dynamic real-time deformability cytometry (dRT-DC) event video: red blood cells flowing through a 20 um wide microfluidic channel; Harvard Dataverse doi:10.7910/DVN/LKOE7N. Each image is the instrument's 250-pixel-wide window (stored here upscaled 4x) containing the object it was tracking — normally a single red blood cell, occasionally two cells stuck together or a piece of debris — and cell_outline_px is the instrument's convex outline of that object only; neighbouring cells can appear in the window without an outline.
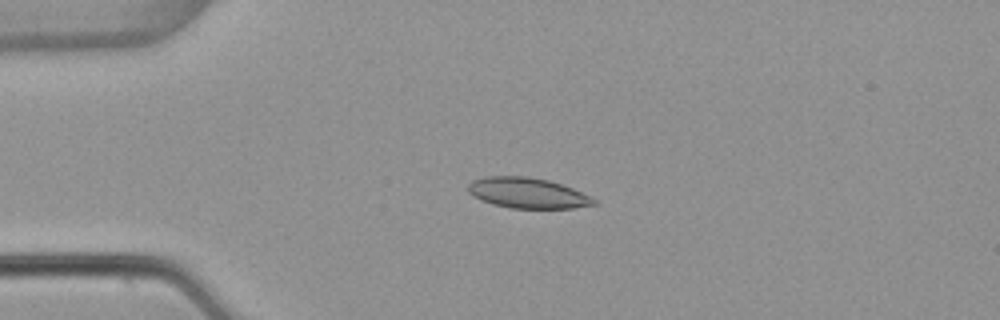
{"species": "common noctule bat (a hibernating species)", "species_latin": "Nyctalus noctula", "temperature_condition": "warm", "stored_images_in_passage": 52, "camera_frame_rate_fps": 3000, "um_per_image_px": 0.085, "animal": {"sex": "female", "body_mass_g": 22.7, "forearm_length_mm": 54.2}, "frame": {"image": 1, "passage_image": 12, "time_ms": 3.667, "image_size_px": [1000, 320], "cell_outline_px": [[596, 204], [572, 208], [512, 208], [492, 204], [480, 200], [472, 196], [468, 192], [468, 184], [472, 180], [484, 176], [528, 176], [548, 180], [572, 188], [596, 200]], "centroid_in_image_um": [44.77, 16.4], "position_along_channel_um": 40.2, "area_um2": 22.31}}
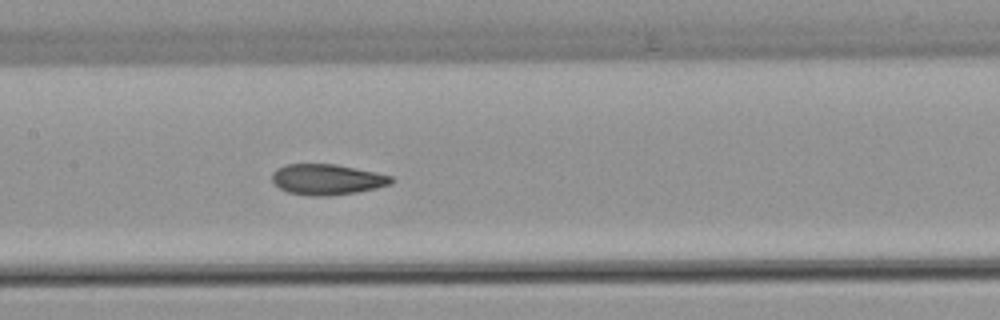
{"frame": {"image": 2, "passage_image": 25, "time_ms": 8.0, "image_size_px": [1000, 320], "cell_outline_px": [[396, 180], [392, 184], [376, 188], [356, 192], [328, 196], [312, 196], [288, 192], [280, 188], [272, 180], [272, 172], [276, 168], [284, 164], [336, 164], [356, 168], [392, 176]], "centroid_in_image_um": [27.81, 15.25], "position_along_channel_um": 179.6, "area_um2": 21.39}}
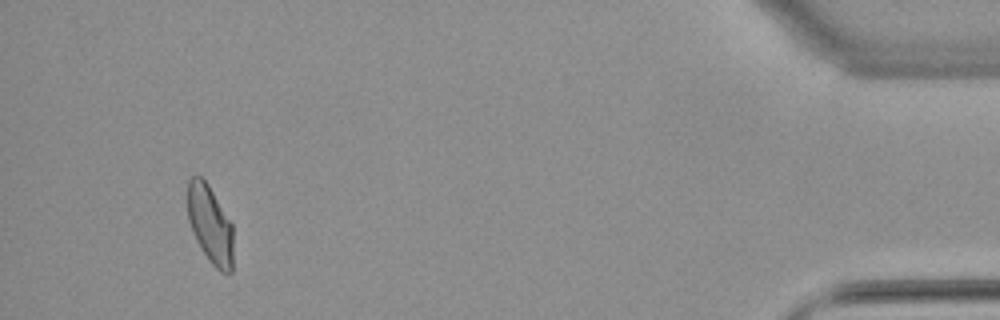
{"frame": {"image": 3, "passage_image": 49, "time_ms": 16.0, "image_size_px": [1000, 320], "cell_outline_px": [[232, 272], [228, 276], [220, 272], [208, 260], [196, 240], [192, 232], [188, 220], [188, 180], [192, 176], [200, 176], [208, 184], [232, 224]], "centroid_in_image_um": [17.86, 19.12], "position_along_channel_um": 417.3, "area_um2": 20.75}, "authors_computed_cell_mechanics": {"area_um2": 21.7039, "velocity_mm_per_s": 3.8767, "shape_relaxation_time_tau1_ms": null, "shape_relaxation_time_tau2_ms": 1.8912, "deformation_change_tau1": null, "deformation_change_tau2": 0.0777}}